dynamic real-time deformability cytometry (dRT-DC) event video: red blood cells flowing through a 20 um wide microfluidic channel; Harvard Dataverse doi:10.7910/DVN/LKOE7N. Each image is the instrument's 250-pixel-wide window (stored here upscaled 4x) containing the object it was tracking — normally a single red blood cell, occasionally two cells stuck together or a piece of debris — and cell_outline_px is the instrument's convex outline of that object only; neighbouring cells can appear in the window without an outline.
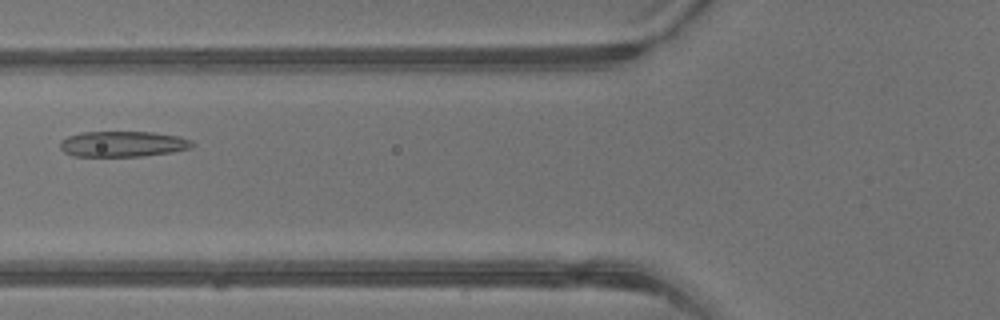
{"species": "common noctule bat (a hibernating species)", "species_latin": "Nyctalus noctula", "temperature_condition": "warm", "stored_images_in_passage": 3, "camera_frame_rate_fps": 3000, "um_per_image_px": 0.085, "animal": {"sex": "male", "body_mass_g": 13.3}, "frame": {"image": 1, "passage_image": 3, "time_ms": 0.667, "image_size_px": [1000, 320], "cell_outline_px": [[196, 144], [192, 148], [172, 152], [144, 156], [72, 156], [64, 152], [60, 148], [60, 140], [68, 136], [84, 132], [152, 132], [180, 136], [192, 140]], "centroid_in_image_um": [10.48, 12.24], "position_along_channel_um": 115.3, "area_um2": 19.94}}